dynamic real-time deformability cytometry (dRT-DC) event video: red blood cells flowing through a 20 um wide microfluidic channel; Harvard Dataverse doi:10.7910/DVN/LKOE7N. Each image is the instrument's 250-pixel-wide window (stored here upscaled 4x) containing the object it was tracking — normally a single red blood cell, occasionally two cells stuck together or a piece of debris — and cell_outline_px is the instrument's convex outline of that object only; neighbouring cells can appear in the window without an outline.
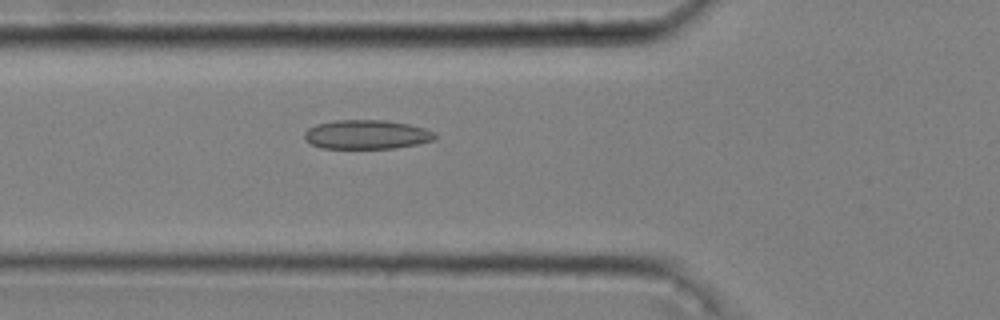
{"species": "common noctule bat (a hibernating species)", "species_latin": "Nyctalus noctula", "temperature_condition": "cold", "stored_images_in_passage": 48, "camera_frame_rate_fps": 3000, "um_per_image_px": 0.085, "animal": {"sex": "male", "body_mass_g": 20.4}, "frame": {"image": 1, "passage_image": 19, "time_ms": 6.0, "image_size_px": [1000, 320], "cell_outline_px": [[436, 140], [396, 148], [320, 148], [304, 140], [304, 132], [308, 128], [316, 124], [336, 120], [384, 120], [408, 124], [424, 128], [436, 132]], "centroid_in_image_um": [31.16, 11.43], "position_along_channel_um": 94.6, "area_um2": 22.25}}
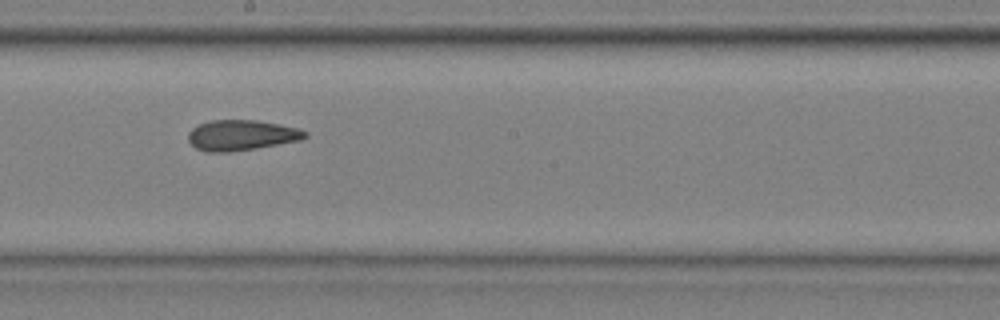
{"frame": {"image": 2, "passage_image": 30, "time_ms": 9.667, "image_size_px": [1000, 320], "cell_outline_px": [[308, 136], [300, 140], [256, 148], [228, 152], [208, 152], [196, 148], [188, 140], [188, 132], [192, 128], [200, 124], [212, 120], [256, 120], [280, 124], [300, 128], [308, 132]], "centroid_in_image_um": [20.54, 11.49], "position_along_channel_um": 227.7, "area_um2": 20.75}}
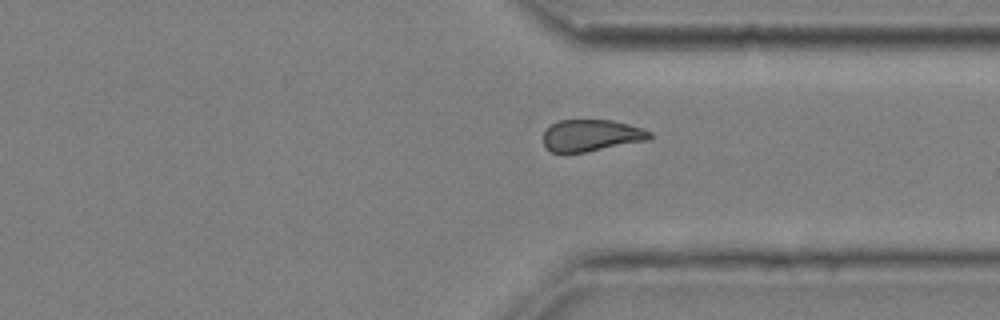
{"frame": {"image": 3, "passage_image": 41, "time_ms": 13.333, "image_size_px": [1000, 320], "cell_outline_px": [[652, 136], [648, 140], [584, 152], [552, 152], [544, 144], [544, 132], [552, 124], [560, 120], [612, 120], [644, 128], [652, 132]], "centroid_in_image_um": [50.3, 11.5], "position_along_channel_um": 361.1, "area_um2": 19.48}, "authors_computed_cell_mechanics": {"area_um2": 20.9236, "velocity_mm_per_s": 3.6236, "shape_relaxation_time_tau1_ms": 10.0651, "shape_relaxation_time_tau2_ms": 3.4493, "deformation_change_tau1": 0.1446, "deformation_change_tau2": 0.0926}}